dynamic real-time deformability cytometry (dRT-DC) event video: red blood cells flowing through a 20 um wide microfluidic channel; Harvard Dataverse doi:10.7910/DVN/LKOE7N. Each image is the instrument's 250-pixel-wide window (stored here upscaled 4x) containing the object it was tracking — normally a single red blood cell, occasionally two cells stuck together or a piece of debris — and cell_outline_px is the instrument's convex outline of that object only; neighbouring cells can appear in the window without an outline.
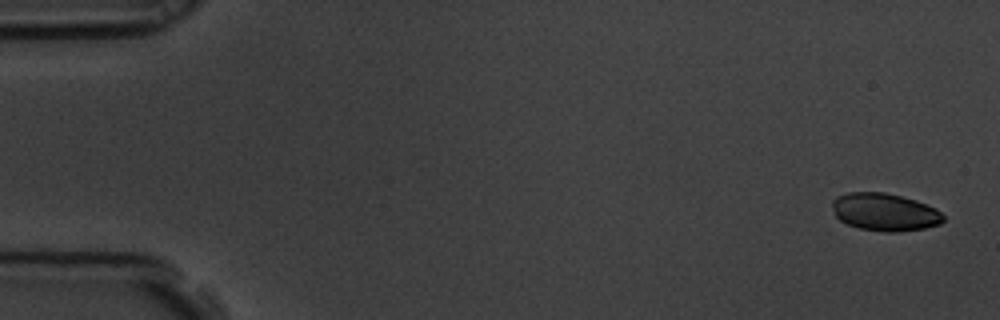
{"species": "common noctule bat (a hibernating species)", "species_latin": "Nyctalus noctula", "temperature_condition": "room temperature", "stored_images_in_passage": 5, "camera_frame_rate_fps": 3000, "um_per_image_px": 0.085, "animal": {"sex": "male", "body_mass_g": 19.5, "forearm_length_mm": 54.6}, "frame": {"image": 1, "passage_image": 1, "time_ms": 0.0, "image_size_px": [1000, 320], "cell_outline_px": [[944, 220], [940, 224], [924, 228], [900, 232], [884, 232], [860, 228], [848, 224], [840, 220], [836, 216], [832, 208], [832, 200], [836, 196], [848, 192], [884, 192], [916, 200], [936, 208], [944, 216]], "centroid_in_image_um": [75.2, 18.02], "position_along_channel_um": 9.8, "area_um2": 24.45}}
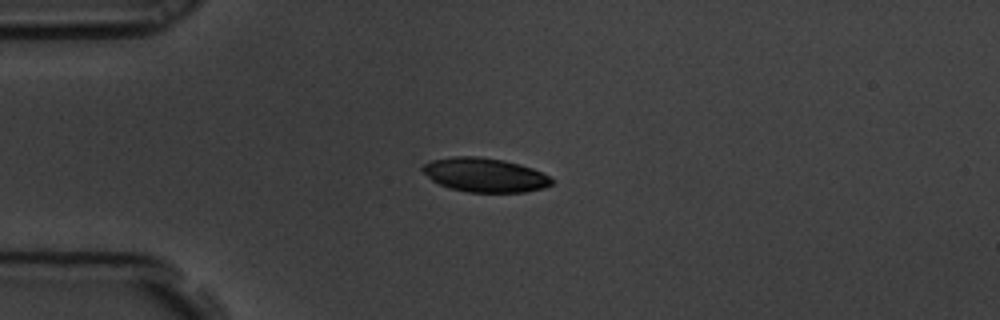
{"frame": {"image": 2, "passage_image": 4, "time_ms": 1.0, "image_size_px": [1000, 320], "cell_outline_px": [[552, 184], [544, 188], [524, 192], [468, 192], [448, 188], [432, 180], [420, 168], [424, 164], [432, 160], [452, 156], [480, 156], [504, 160], [520, 164], [532, 168], [548, 176], [552, 180]], "centroid_in_image_um": [41.19, 14.87], "position_along_channel_um": 43.8, "area_um2": 25.61}}